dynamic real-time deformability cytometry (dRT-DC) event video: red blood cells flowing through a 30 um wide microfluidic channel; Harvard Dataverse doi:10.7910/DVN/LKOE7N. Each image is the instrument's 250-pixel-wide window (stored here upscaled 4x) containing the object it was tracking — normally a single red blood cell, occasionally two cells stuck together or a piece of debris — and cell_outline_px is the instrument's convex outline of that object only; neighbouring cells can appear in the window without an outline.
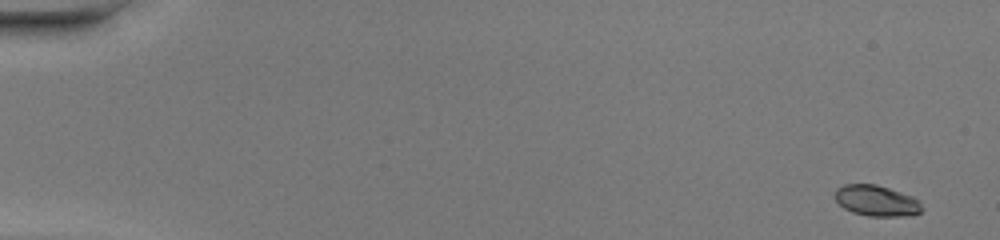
{"species": "common noctule bat (a hibernating species)", "species_latin": "Nyctalus noctula", "temperature_condition": "warm", "stored_images_in_passage": 48, "camera_frame_rate_fps": 3000, "um_per_image_px": 0.085, "animal": {"sex": "female", "body_mass_g": 20.0, "forearm_length_mm": 54.0}, "frame": {"image": 1, "passage_image": 1, "time_ms": 0.0, "image_size_px": [1000, 240], "cell_outline_px": [[924, 208], [920, 212], [912, 216], [868, 216], [852, 212], [844, 208], [832, 196], [836, 188], [844, 184], [876, 184], [912, 196], [920, 200]], "centroid_in_image_um": [74.51, 17.06], "position_along_channel_um": 10.5, "area_um2": 15.9}}
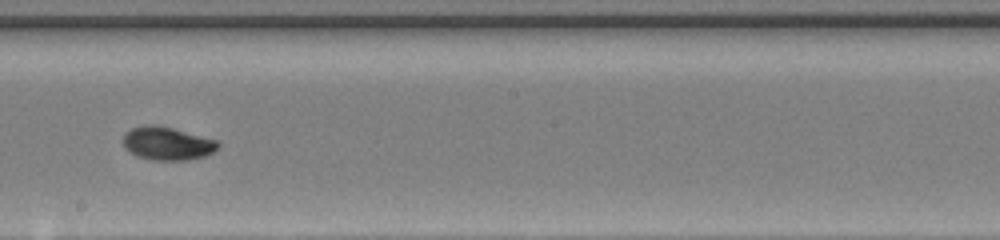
{"frame": {"image": 2, "passage_image": 28, "time_ms": 9.0, "image_size_px": [1000, 240], "cell_outline_px": [[220, 144], [212, 152], [204, 156], [184, 160], [152, 160], [136, 156], [124, 148], [124, 132], [132, 128], [144, 124], [156, 124], [172, 128], [216, 140]], "centroid_in_image_um": [14.16, 12.18], "position_along_channel_um": 234.0, "area_um2": 18.26}}
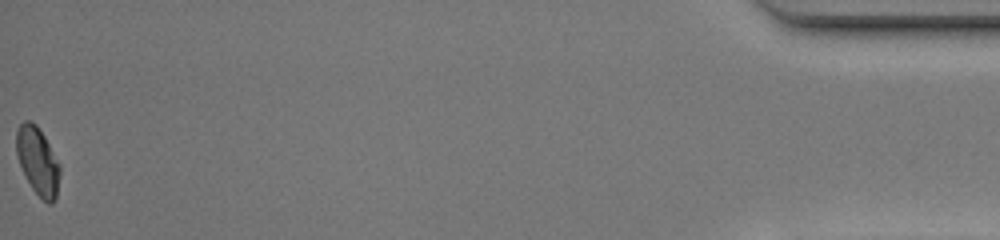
{"frame": {"image": 3, "passage_image": 48, "time_ms": 15.667, "image_size_px": [1000, 240], "cell_outline_px": [[60, 172], [56, 196], [52, 204], [48, 204], [32, 188], [16, 156], [16, 132], [20, 124], [24, 120], [28, 120], [36, 124], [44, 136], [60, 164]], "centroid_in_image_um": [3.21, 13.67], "position_along_channel_um": 432.0, "area_um2": 16.94}, "authors_computed_cell_mechanics": {"area_um2": 17.2244, "velocity_mm_per_s": 4.3407, "shape_relaxation_time_tau1_ms": 3.5568, "shape_relaxation_time_tau2_ms": 1.0649, "deformation_change_tau1": 0.1516, "deformation_change_tau2": 0.0366}}